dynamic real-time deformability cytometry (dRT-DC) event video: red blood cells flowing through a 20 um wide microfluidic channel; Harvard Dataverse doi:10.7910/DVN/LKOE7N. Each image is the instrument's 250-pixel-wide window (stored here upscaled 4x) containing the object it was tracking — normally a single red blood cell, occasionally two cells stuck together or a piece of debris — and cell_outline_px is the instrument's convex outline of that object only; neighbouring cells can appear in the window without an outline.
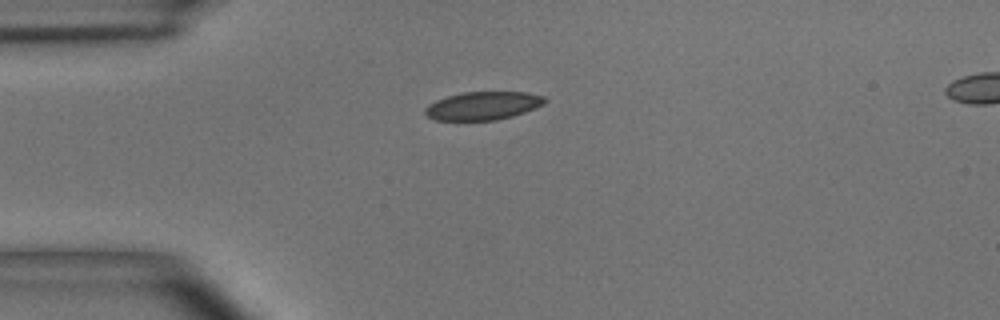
{"species": "common noctule bat (a hibernating species)", "species_latin": "Nyctalus noctula", "temperature_condition": "room temperature", "stored_images_in_passage": 2, "camera_frame_rate_fps": 3000, "um_per_image_px": 0.085, "animal": {"sex": "male", "body_mass_g": 15.6}, "frame": {"image": 1, "passage_image": 2, "time_ms": 1.333, "image_size_px": [1000, 320], "cell_outline_px": [[548, 100], [544, 104], [536, 108], [512, 116], [496, 120], [436, 120], [428, 116], [424, 112], [424, 108], [428, 104], [436, 100], [448, 96], [464, 92], [524, 92], [544, 96]], "centroid_in_image_um": [41.06, 8.98], "position_along_channel_um": 43.9, "area_um2": 19.65}}